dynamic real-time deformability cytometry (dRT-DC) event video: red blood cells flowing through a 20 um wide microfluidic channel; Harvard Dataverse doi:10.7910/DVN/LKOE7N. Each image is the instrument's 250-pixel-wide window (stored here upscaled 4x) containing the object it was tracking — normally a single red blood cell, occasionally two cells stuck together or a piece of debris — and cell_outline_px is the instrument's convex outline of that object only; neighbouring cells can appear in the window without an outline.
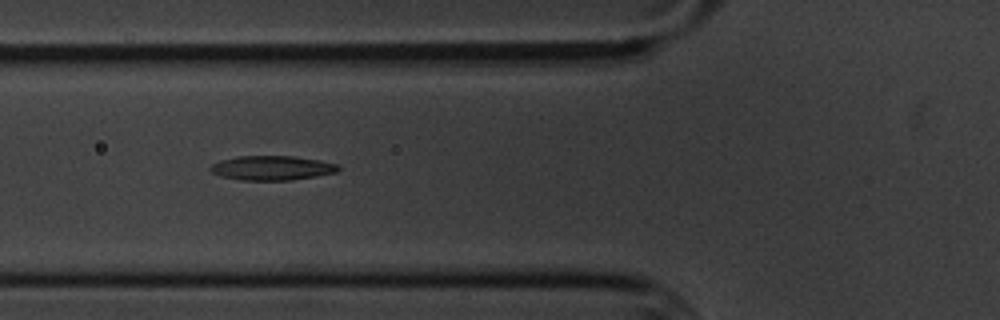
{"species": "common noctule bat (a hibernating species)", "species_latin": "Nyctalus noctula", "temperature_condition": "cold", "stored_images_in_passage": 3, "camera_frame_rate_fps": 3000, "um_per_image_px": 0.085, "animal": {"sex": "male", "body_mass_g": 20.1, "forearm_length_mm": 53.5}, "frame": {"image": 1, "passage_image": 2, "time_ms": 1.333, "image_size_px": [1000, 320], "cell_outline_px": [[340, 168], [336, 172], [316, 176], [292, 180], [240, 180], [220, 176], [212, 172], [208, 168], [212, 164], [220, 160], [236, 156], [292, 156], [320, 160], [336, 164]], "centroid_in_image_um": [23.08, 14.27], "position_along_channel_um": 102.7, "area_um2": 18.21}}
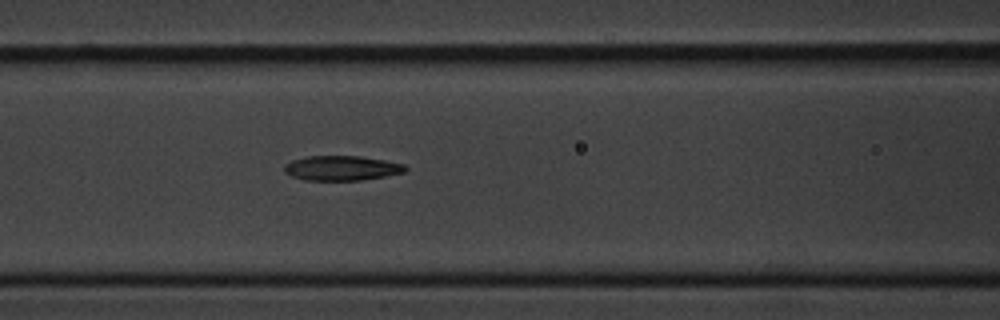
{"frame": {"image": 2, "passage_image": 3, "time_ms": 2.333, "image_size_px": [1000, 320], "cell_outline_px": [[408, 168], [404, 172], [384, 176], [360, 180], [304, 180], [292, 176], [284, 172], [284, 164], [292, 160], [308, 156], [360, 156], [384, 160], [404, 164]], "centroid_in_image_um": [29.02, 14.28], "position_along_channel_um": 137.6, "area_um2": 17.4}}